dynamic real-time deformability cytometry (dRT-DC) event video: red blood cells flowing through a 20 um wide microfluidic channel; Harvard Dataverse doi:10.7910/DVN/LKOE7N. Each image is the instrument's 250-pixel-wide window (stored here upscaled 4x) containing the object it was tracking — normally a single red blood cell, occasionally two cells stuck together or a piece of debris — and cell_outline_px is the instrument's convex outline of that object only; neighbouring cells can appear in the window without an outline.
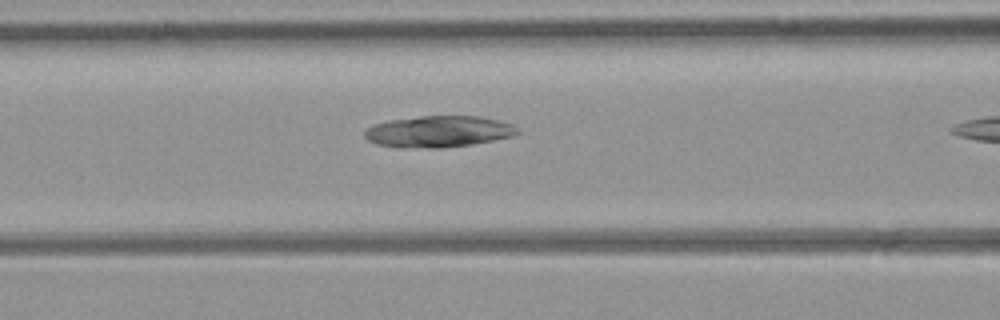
{"species": "common noctule bat (a hibernating species)", "species_latin": "Nyctalus noctula", "temperature_condition": "room temperature", "stored_images_in_passage": 5, "camera_frame_rate_fps": 3000, "um_per_image_px": 0.085, "animal": {"sex": "female", "body_mass_g": 21.9}, "frame": {"image": 1, "passage_image": 4, "time_ms": 4.333, "image_size_px": [1000, 320], "cell_outline_px": [[520, 132], [512, 136], [472, 144], [436, 148], [432, 148], [376, 144], [368, 140], [364, 136], [364, 132], [372, 124], [388, 120], [420, 116], [476, 116], [496, 120], [512, 124]], "centroid_in_image_um": [37.26, 11.16], "position_along_channel_um": 129.3, "area_um2": 27.46}}